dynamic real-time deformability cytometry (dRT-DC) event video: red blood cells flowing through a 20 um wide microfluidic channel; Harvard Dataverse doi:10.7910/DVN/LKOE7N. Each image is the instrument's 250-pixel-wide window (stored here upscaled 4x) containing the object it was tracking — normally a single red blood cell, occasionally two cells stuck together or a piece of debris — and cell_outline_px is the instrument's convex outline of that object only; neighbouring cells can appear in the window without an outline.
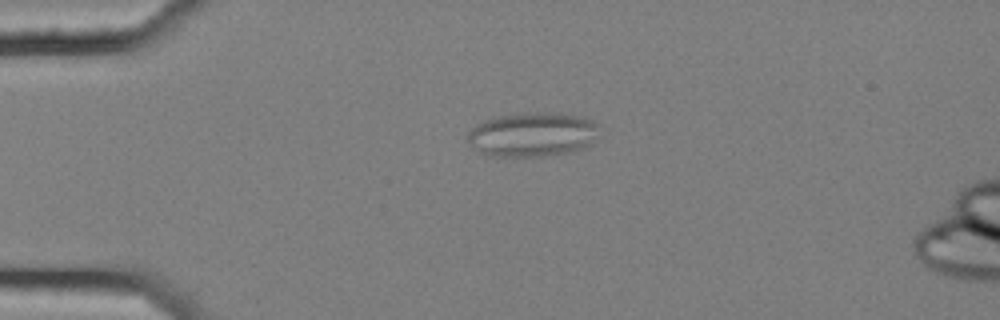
{"species": "common noctule bat (a hibernating species)", "species_latin": "Nyctalus noctula", "temperature_condition": "cold", "stored_images_in_passage": 47, "camera_frame_rate_fps": 3000, "um_per_image_px": 0.085, "animal": {"sex": "female", "body_mass_g": 25.1}, "frame": {"image": 1, "passage_image": 4, "time_ms": 1.0, "image_size_px": [1000, 320], "cell_outline_px": [[600, 136], [592, 144], [584, 148], [568, 152], [544, 156], [488, 156], [480, 152], [468, 140], [468, 132], [476, 124], [492, 116], [520, 112], [556, 112], [584, 116], [592, 120], [596, 124]], "centroid_in_image_um": [45.3, 11.4], "position_along_channel_um": 39.7, "area_um2": 34.62}}
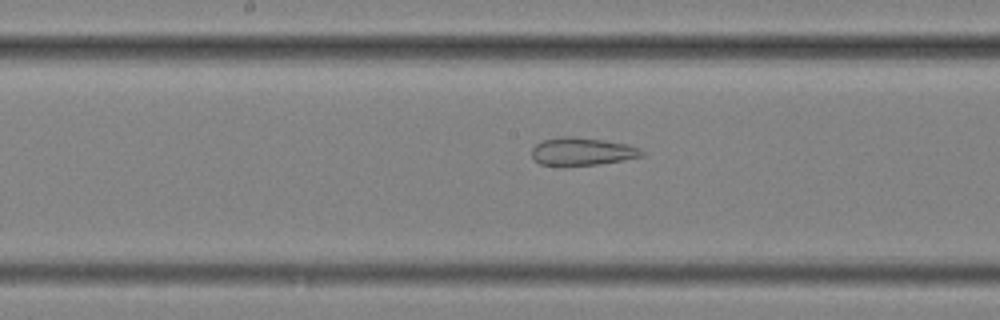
{"frame": {"image": 2, "passage_image": 20, "time_ms": 6.333, "image_size_px": [1000, 320], "cell_outline_px": [[644, 156], [624, 160], [596, 164], [560, 168], [540, 164], [532, 156], [532, 148], [536, 144], [544, 140], [560, 136], [572, 136], [604, 140], [628, 144], [640, 148], [644, 152]], "centroid_in_image_um": [49.46, 12.9], "position_along_channel_um": 198.7, "area_um2": 18.32}}
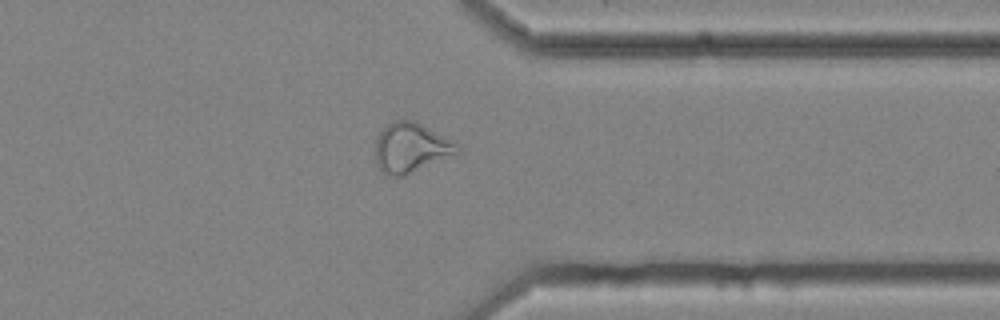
{"frame": {"image": 3, "passage_image": 35, "time_ms": 11.333, "image_size_px": [1000, 320], "cell_outline_px": [[456, 156], [404, 176], [392, 176], [380, 172], [376, 160], [376, 136], [392, 120], [416, 120], [444, 136], [456, 144]], "centroid_in_image_um": [34.91, 12.57], "position_along_channel_um": 376.5, "area_um2": 23.87}, "authors_computed_cell_mechanics": {"area_um2": 24.276, "velocity_mm_per_s": 3.594, "shape_relaxation_time_tau1_ms": null, "shape_relaxation_time_tau2_ms": 2.7606, "deformation_change_tau1": null, "deformation_change_tau2": 0.1124}}